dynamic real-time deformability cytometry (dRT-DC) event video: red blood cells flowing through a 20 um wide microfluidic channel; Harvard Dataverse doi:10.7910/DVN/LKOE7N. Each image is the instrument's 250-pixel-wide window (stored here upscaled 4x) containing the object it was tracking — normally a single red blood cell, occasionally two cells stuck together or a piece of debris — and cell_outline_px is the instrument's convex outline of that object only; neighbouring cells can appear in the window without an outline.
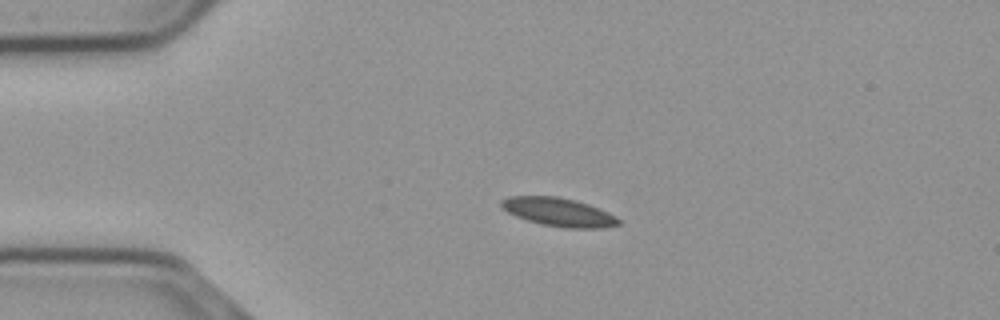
{"species": "common noctule bat (a hibernating species)", "species_latin": "Nyctalus noctula", "temperature_condition": "cold", "stored_images_in_passage": 45, "camera_frame_rate_fps": 3000, "um_per_image_px": 0.085, "animal": {"sex": "male", "body_mass_g": 23.1, "forearm_length_mm": 52.7}, "frame": {"image": 1, "passage_image": 1, "time_ms": 0.0, "image_size_px": [1000, 320], "cell_outline_px": [[620, 224], [604, 228], [564, 228], [540, 224], [516, 216], [500, 208], [500, 200], [508, 196], [556, 196], [576, 200], [588, 204], [608, 212], [616, 216], [620, 220]], "centroid_in_image_um": [47.47, 18.02], "position_along_channel_um": 37.5, "area_um2": 19.59}}
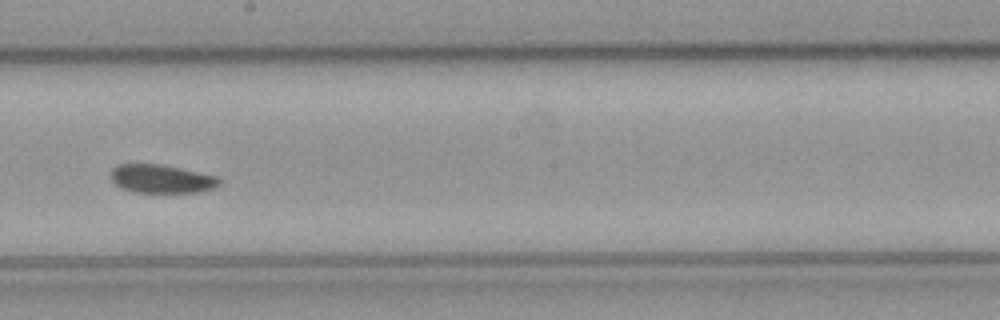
{"frame": {"image": 2, "passage_image": 20, "time_ms": 6.333, "image_size_px": [1000, 320], "cell_outline_px": [[220, 184], [216, 188], [200, 192], [136, 192], [120, 188], [108, 176], [112, 168], [116, 164], [160, 164], [180, 168], [216, 176], [220, 180]], "centroid_in_image_um": [13.69, 15.2], "position_along_channel_um": 234.5, "area_um2": 18.09}}
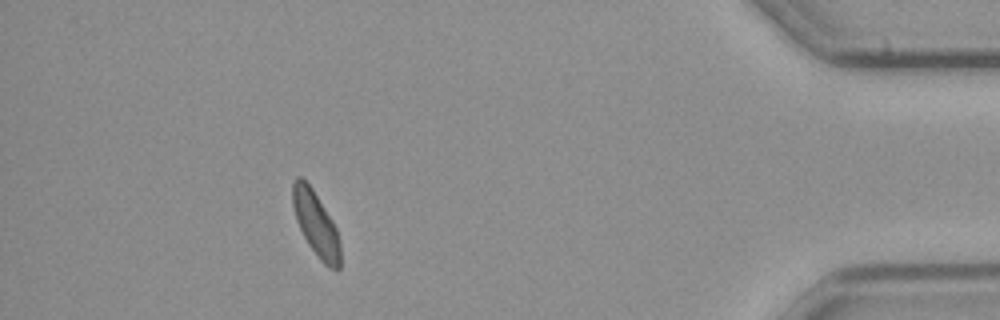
{"frame": {"image": 3, "passage_image": 39, "time_ms": 12.667, "image_size_px": [1000, 320], "cell_outline_px": [[340, 268], [328, 268], [320, 260], [308, 244], [296, 220], [292, 204], [292, 184], [296, 176], [300, 176], [312, 188], [332, 220], [336, 228], [340, 244]], "centroid_in_image_um": [26.84, 19.02], "position_along_channel_um": 408.4, "area_um2": 17.74}, "authors_computed_cell_mechanics": {"area_um2": 18.785, "velocity_mm_per_s": 3.6544, "shape_relaxation_time_tau1_ms": 10.3325, "shape_relaxation_time_tau2_ms": null, "deformation_change_tau1": 0.1109, "deformation_change_tau2": null}}